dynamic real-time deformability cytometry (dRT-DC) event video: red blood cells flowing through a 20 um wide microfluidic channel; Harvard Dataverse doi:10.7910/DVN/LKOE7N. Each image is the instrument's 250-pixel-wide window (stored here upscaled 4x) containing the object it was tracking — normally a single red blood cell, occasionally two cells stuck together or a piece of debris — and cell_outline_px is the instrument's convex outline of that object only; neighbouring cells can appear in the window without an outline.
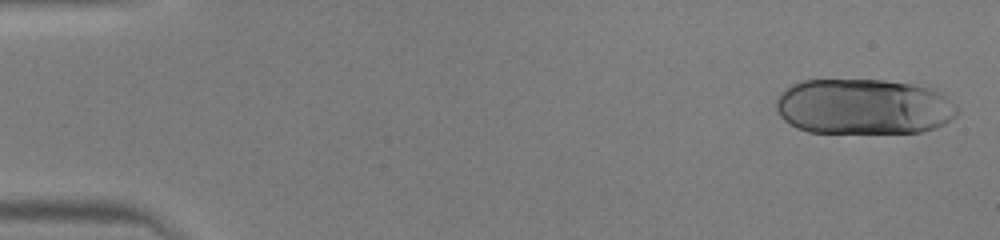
{"species": "human", "species_latin": "Homo sapiens", "temperature_condition": "warm", "stored_images_in_passage": 44, "camera_frame_rate_fps": 3000, "um_per_image_px": 0.085, "donor": {"sex": "male"}, "frame": {"image": 1, "passage_image": 1, "time_ms": 0.0, "image_size_px": [1000, 240], "cell_outline_px": [[960, 112], [956, 116], [944, 124], [936, 128], [920, 132], [808, 132], [796, 128], [784, 120], [780, 116], [776, 108], [776, 100], [780, 92], [792, 84], [804, 80], [884, 80], [912, 84], [928, 88], [940, 92], [956, 104], [960, 108]], "centroid_in_image_um": [73.42, 9.06], "position_along_channel_um": 11.6, "area_um2": 59.01}}
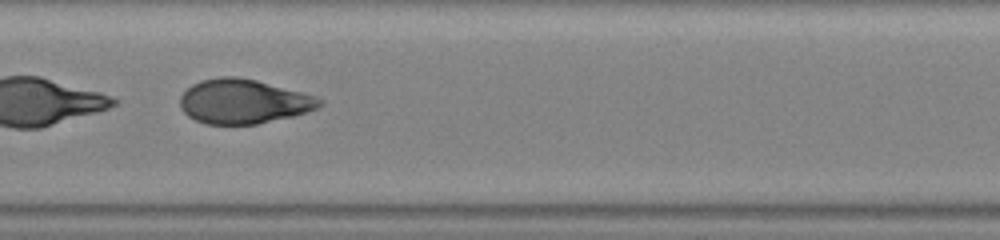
{"frame": {"image": 2, "passage_image": 23, "time_ms": 7.333, "image_size_px": [1000, 240], "cell_outline_px": [[324, 104], [316, 108], [292, 116], [256, 124], [204, 124], [188, 116], [184, 112], [180, 104], [180, 96], [192, 84], [200, 80], [220, 76], [236, 76], [256, 80], [300, 92], [324, 100]], "centroid_in_image_um": [20.65, 8.62], "position_along_channel_um": 186.8, "area_um2": 35.78}}
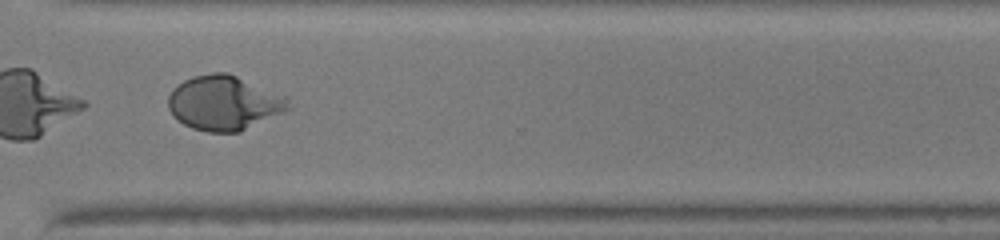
{"frame": {"image": 3, "passage_image": 34, "time_ms": 11.0, "image_size_px": [1000, 240], "cell_outline_px": [[292, 108], [240, 132], [208, 132], [192, 128], [184, 124], [172, 116], [168, 108], [168, 96], [172, 88], [184, 80], [192, 76], [212, 72], [228, 72], [284, 96], [288, 100]], "centroid_in_image_um": [19.0, 8.75], "position_along_channel_um": 351.6, "area_um2": 38.26}}